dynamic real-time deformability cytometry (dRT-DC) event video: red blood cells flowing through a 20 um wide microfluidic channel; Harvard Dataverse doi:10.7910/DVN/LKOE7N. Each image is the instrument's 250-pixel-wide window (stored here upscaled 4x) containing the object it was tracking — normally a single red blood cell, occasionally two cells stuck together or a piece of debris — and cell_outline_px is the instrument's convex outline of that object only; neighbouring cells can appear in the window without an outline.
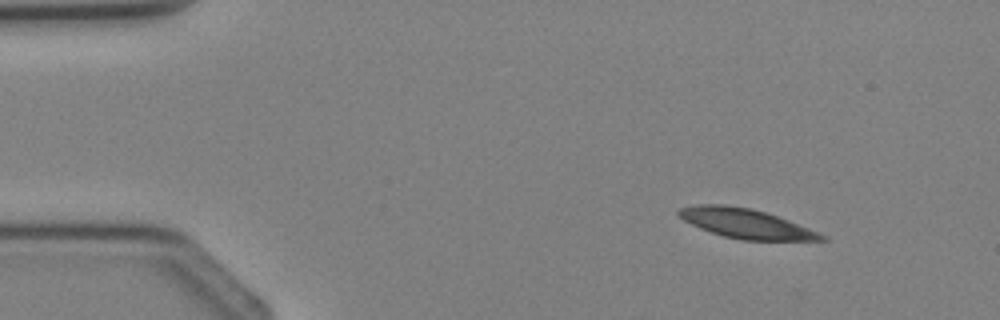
{"species": "Egyptian fruit bat (a non-hibernating species)", "species_latin": "Rousettus aegyptiacus", "temperature_condition": "cold", "stored_images_in_passage": 3, "camera_frame_rate_fps": 3000, "um_per_image_px": 0.085, "animal": {"sex": "female"}, "frame": {"image": 1, "passage_image": 1, "time_ms": 0.0, "image_size_px": [1000, 320], "cell_outline_px": [[828, 240], [744, 240], [724, 236], [700, 228], [684, 220], [676, 212], [680, 208], [696, 204], [724, 204], [752, 208], [788, 220], [828, 236]], "centroid_in_image_um": [63.39, 18.99], "position_along_channel_um": 21.6, "area_um2": 24.28}}
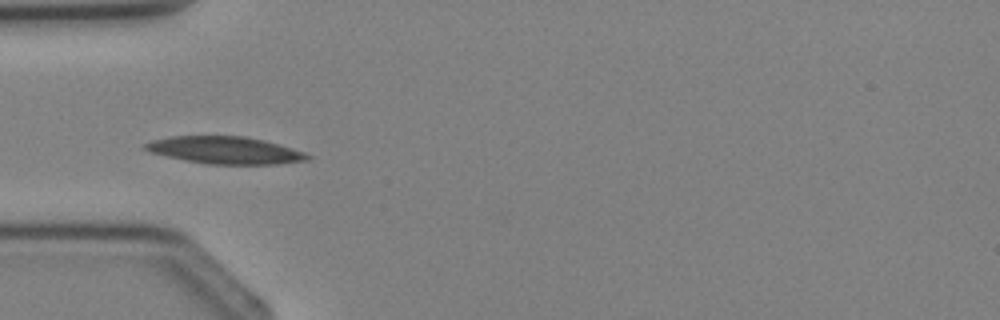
{"frame": {"image": 2, "passage_image": 3, "time_ms": 2.333, "image_size_px": [1000, 320], "cell_outline_px": [[312, 160], [276, 164], [208, 164], [184, 160], [152, 152], [144, 148], [144, 144], [152, 140], [172, 136], [244, 136], [264, 140], [292, 148], [304, 152], [312, 156]], "centroid_in_image_um": [19.19, 12.77], "position_along_channel_um": 65.8, "area_um2": 25.66}}